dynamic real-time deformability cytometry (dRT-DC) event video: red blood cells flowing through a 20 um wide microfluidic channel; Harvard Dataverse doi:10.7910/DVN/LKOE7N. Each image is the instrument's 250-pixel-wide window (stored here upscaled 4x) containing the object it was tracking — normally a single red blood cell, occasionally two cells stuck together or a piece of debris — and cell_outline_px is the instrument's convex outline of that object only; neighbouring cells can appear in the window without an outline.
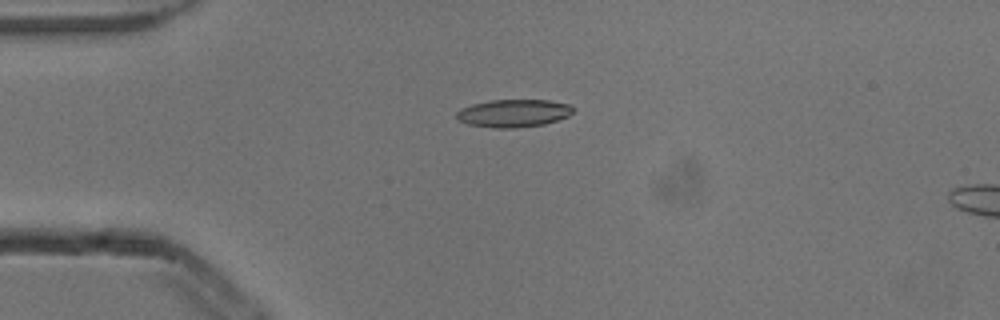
{"species": "common noctule bat (a hibernating species)", "species_latin": "Nyctalus noctula", "temperature_condition": "cold", "stored_images_in_passage": 4, "camera_frame_rate_fps": 3000, "um_per_image_px": 0.085, "animal": {"sex": "male", "body_mass_g": 13.3}, "frame": {"image": 1, "passage_image": 3, "time_ms": 0.667, "image_size_px": [1000, 320], "cell_outline_px": [[576, 108], [568, 116], [544, 124], [516, 128], [492, 128], [468, 124], [456, 120], [456, 112], [460, 108], [472, 104], [488, 100], [548, 100], [568, 104]], "centroid_in_image_um": [43.61, 9.62], "position_along_channel_um": 41.4, "area_um2": 19.02}}